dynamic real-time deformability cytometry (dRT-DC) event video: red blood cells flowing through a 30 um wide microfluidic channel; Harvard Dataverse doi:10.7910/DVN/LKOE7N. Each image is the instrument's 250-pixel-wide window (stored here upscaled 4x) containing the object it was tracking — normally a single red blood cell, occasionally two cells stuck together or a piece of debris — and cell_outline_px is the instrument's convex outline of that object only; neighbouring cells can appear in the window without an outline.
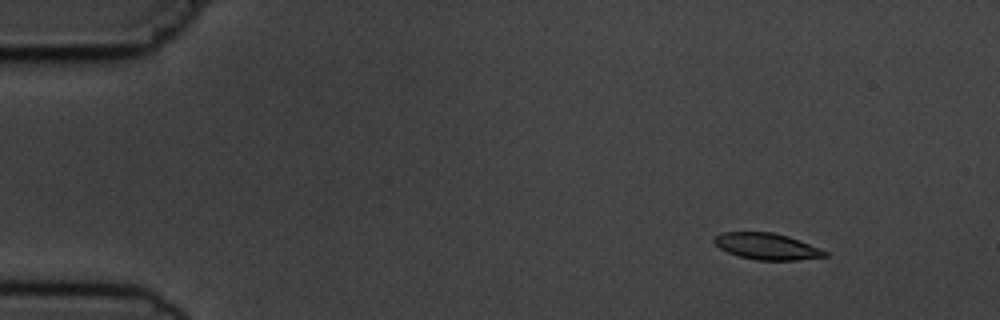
{"species": "common noctule bat (a hibernating species)", "species_latin": "Nyctalus noctula", "temperature_condition": "cold", "stored_images_in_passage": 4, "camera_frame_rate_fps": 3000, "um_per_image_px": 0.085, "animal": {"sex": "male", "body_mass_g": 19.5, "forearm_length_mm": 54.6}, "frame": {"image": 1, "passage_image": 2, "time_ms": 1.333, "image_size_px": [1000, 320], "cell_outline_px": [[828, 256], [796, 260], [756, 260], [740, 256], [728, 252], [720, 248], [712, 240], [720, 232], [772, 232], [788, 236], [820, 248], [828, 252]], "centroid_in_image_um": [65.19, 20.94], "position_along_channel_um": 19.8, "area_um2": 16.94}}